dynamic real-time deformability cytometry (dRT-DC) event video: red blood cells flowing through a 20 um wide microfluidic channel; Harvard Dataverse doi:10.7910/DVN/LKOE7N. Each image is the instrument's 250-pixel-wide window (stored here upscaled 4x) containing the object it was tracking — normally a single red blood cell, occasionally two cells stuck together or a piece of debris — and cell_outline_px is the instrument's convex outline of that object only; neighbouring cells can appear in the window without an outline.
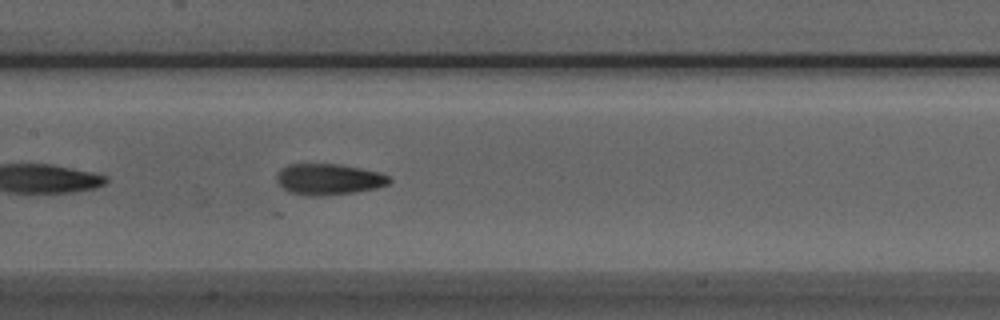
{"species": "Egyptian fruit bat (a non-hibernating species)", "species_latin": "Rousettus aegyptiacus", "temperature_condition": "room temperature", "stored_images_in_passage": 24, "camera_frame_rate_fps": 3000, "um_per_image_px": 0.085, "animal": {"sex": "male"}, "frame": {"image": 1, "passage_image": 11, "time_ms": 3.333, "image_size_px": [1000, 320], "cell_outline_px": [[392, 180], [388, 184], [376, 188], [356, 192], [324, 196], [304, 196], [288, 192], [276, 180], [276, 176], [280, 168], [288, 164], [340, 164], [380, 172], [388, 176]], "centroid_in_image_um": [27.92, 15.24], "position_along_channel_um": 179.5, "area_um2": 20.63}}
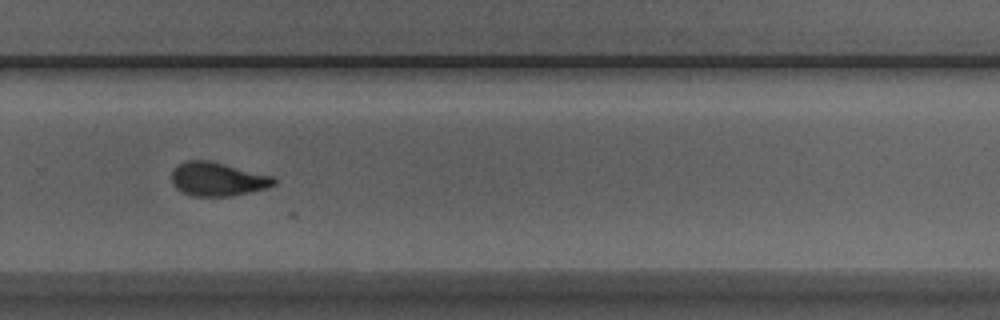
{"frame": {"image": 2, "passage_image": 21, "time_ms": 6.667, "image_size_px": [1000, 320], "cell_outline_px": [[276, 184], [268, 188], [232, 196], [192, 196], [176, 188], [172, 184], [172, 172], [176, 164], [184, 160], [208, 160], [272, 176], [276, 180]], "centroid_in_image_um": [18.47, 15.22], "position_along_channel_um": 311.3, "area_um2": 20.11}}